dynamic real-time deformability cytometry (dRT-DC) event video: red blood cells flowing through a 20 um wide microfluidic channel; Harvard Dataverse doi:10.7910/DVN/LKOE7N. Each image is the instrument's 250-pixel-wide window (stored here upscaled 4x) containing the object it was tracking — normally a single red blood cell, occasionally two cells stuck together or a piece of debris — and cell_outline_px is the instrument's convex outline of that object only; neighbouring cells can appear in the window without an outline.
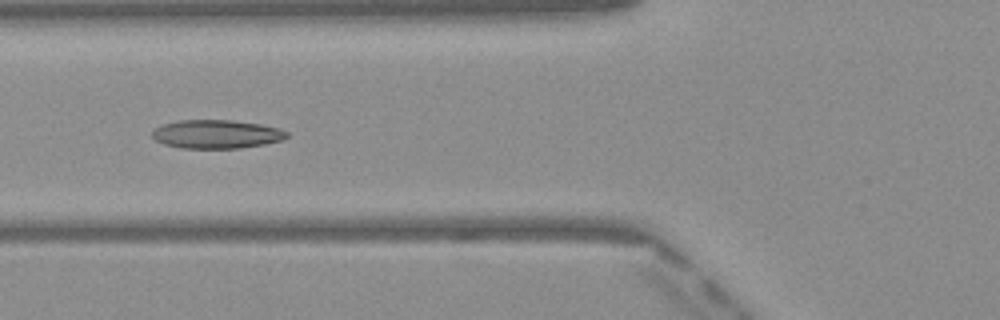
{"species": "Egyptian fruit bat (a non-hibernating species)", "species_latin": "Rousettus aegyptiacus", "temperature_condition": "warm", "stored_images_in_passage": 49, "camera_frame_rate_fps": 3000, "um_per_image_px": 0.085, "frame": {"image": 1, "passage_image": 18, "time_ms": 5.667, "image_size_px": [1000, 320], "cell_outline_px": [[288, 136], [280, 140], [264, 144], [240, 148], [180, 148], [164, 144], [156, 140], [152, 136], [152, 132], [156, 128], [164, 124], [180, 120], [232, 120], [260, 124], [280, 128], [288, 132]], "centroid_in_image_um": [18.41, 11.4], "position_along_channel_um": 107.4, "area_um2": 22.31}}
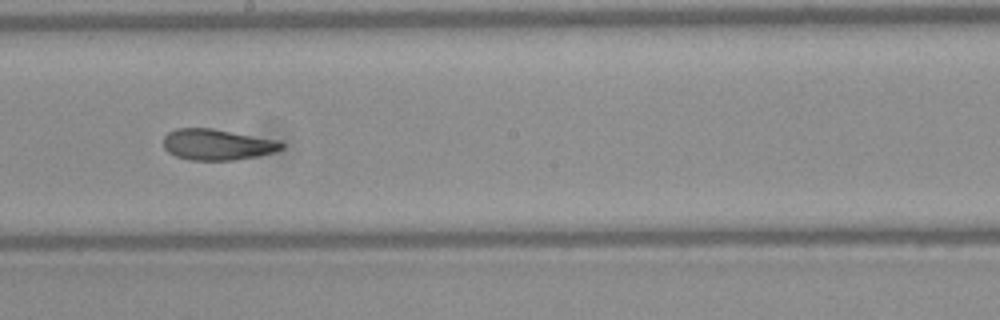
{"frame": {"image": 2, "passage_image": 27, "time_ms": 8.667, "image_size_px": [1000, 320], "cell_outline_px": [[284, 148], [272, 152], [256, 156], [232, 160], [192, 160], [176, 156], [168, 152], [164, 148], [164, 136], [168, 132], [176, 128], [212, 128], [280, 140], [284, 144]], "centroid_in_image_um": [18.46, 12.27], "position_along_channel_um": 229.7, "area_um2": 21.33}}
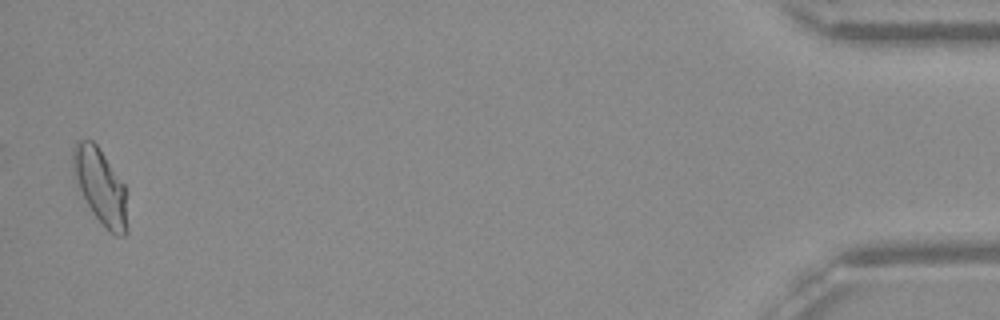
{"frame": {"image": 3, "passage_image": 48, "time_ms": 15.667, "image_size_px": [1000, 320], "cell_outline_px": [[128, 232], [124, 236], [116, 236], [92, 212], [72, 176], [72, 148], [76, 140], [92, 140], [96, 144], [124, 184], [128, 228]], "centroid_in_image_um": [8.51, 15.81], "position_along_channel_um": 426.7, "area_um2": 23.7}, "authors_computed_cell_mechanics": {"area_um2": 22.3686, "velocity_mm_per_s": 4.0685, "shape_relaxation_time_tau1_ms": null, "shape_relaxation_time_tau2_ms": 1.9872, "deformation_change_tau1": null, "deformation_change_tau2": 0.0912}}